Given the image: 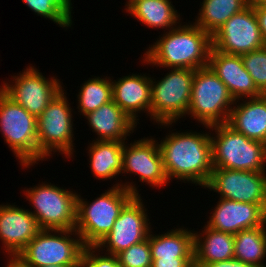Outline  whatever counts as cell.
Instances as JSON below:
<instances>
[{
  "label": "cell",
  "instance_id": "6da1fadb",
  "mask_svg": "<svg viewBox=\"0 0 266 267\" xmlns=\"http://www.w3.org/2000/svg\"><path fill=\"white\" fill-rule=\"evenodd\" d=\"M203 127L206 132L169 129V133L158 142L165 174L170 183L175 179L201 188L207 185L213 170L212 143L208 132L210 127Z\"/></svg>",
  "mask_w": 266,
  "mask_h": 267
},
{
  "label": "cell",
  "instance_id": "7a4b0ae2",
  "mask_svg": "<svg viewBox=\"0 0 266 267\" xmlns=\"http://www.w3.org/2000/svg\"><path fill=\"white\" fill-rule=\"evenodd\" d=\"M181 21L161 33L141 55V64L151 68L199 69L208 66L211 36L193 22ZM185 23V24H184ZM143 56V57H142ZM153 66V67H152Z\"/></svg>",
  "mask_w": 266,
  "mask_h": 267
},
{
  "label": "cell",
  "instance_id": "3957f363",
  "mask_svg": "<svg viewBox=\"0 0 266 267\" xmlns=\"http://www.w3.org/2000/svg\"><path fill=\"white\" fill-rule=\"evenodd\" d=\"M66 95L67 91L63 88L37 118L38 163L50 161L57 153L64 155L65 159L75 157L76 125L73 117L77 111L71 108Z\"/></svg>",
  "mask_w": 266,
  "mask_h": 267
},
{
  "label": "cell",
  "instance_id": "277c9868",
  "mask_svg": "<svg viewBox=\"0 0 266 267\" xmlns=\"http://www.w3.org/2000/svg\"><path fill=\"white\" fill-rule=\"evenodd\" d=\"M133 197L121 186L108 187L92 202L78 194L75 230L83 245L97 246L112 230L121 210Z\"/></svg>",
  "mask_w": 266,
  "mask_h": 267
},
{
  "label": "cell",
  "instance_id": "5b68a950",
  "mask_svg": "<svg viewBox=\"0 0 266 267\" xmlns=\"http://www.w3.org/2000/svg\"><path fill=\"white\" fill-rule=\"evenodd\" d=\"M167 71L159 80L151 77L150 120L158 129L163 127L168 130L187 115L195 70L167 68Z\"/></svg>",
  "mask_w": 266,
  "mask_h": 267
},
{
  "label": "cell",
  "instance_id": "8992f818",
  "mask_svg": "<svg viewBox=\"0 0 266 267\" xmlns=\"http://www.w3.org/2000/svg\"><path fill=\"white\" fill-rule=\"evenodd\" d=\"M209 132L213 168L266 172L264 143L248 139L227 123L210 126Z\"/></svg>",
  "mask_w": 266,
  "mask_h": 267
},
{
  "label": "cell",
  "instance_id": "52a82bcc",
  "mask_svg": "<svg viewBox=\"0 0 266 267\" xmlns=\"http://www.w3.org/2000/svg\"><path fill=\"white\" fill-rule=\"evenodd\" d=\"M56 185L42 181L23 188V196L33 208L28 210L35 216L40 229H75L78 191Z\"/></svg>",
  "mask_w": 266,
  "mask_h": 267
},
{
  "label": "cell",
  "instance_id": "ba28073f",
  "mask_svg": "<svg viewBox=\"0 0 266 267\" xmlns=\"http://www.w3.org/2000/svg\"><path fill=\"white\" fill-rule=\"evenodd\" d=\"M235 100L209 67L195 70L187 115L202 126L227 123Z\"/></svg>",
  "mask_w": 266,
  "mask_h": 267
},
{
  "label": "cell",
  "instance_id": "9c48e42d",
  "mask_svg": "<svg viewBox=\"0 0 266 267\" xmlns=\"http://www.w3.org/2000/svg\"><path fill=\"white\" fill-rule=\"evenodd\" d=\"M84 247L75 229H41L16 258L25 267L82 265Z\"/></svg>",
  "mask_w": 266,
  "mask_h": 267
},
{
  "label": "cell",
  "instance_id": "30bf717a",
  "mask_svg": "<svg viewBox=\"0 0 266 267\" xmlns=\"http://www.w3.org/2000/svg\"><path fill=\"white\" fill-rule=\"evenodd\" d=\"M0 132L23 169L38 164L37 118L0 89Z\"/></svg>",
  "mask_w": 266,
  "mask_h": 267
},
{
  "label": "cell",
  "instance_id": "8fae6325",
  "mask_svg": "<svg viewBox=\"0 0 266 267\" xmlns=\"http://www.w3.org/2000/svg\"><path fill=\"white\" fill-rule=\"evenodd\" d=\"M32 65H28L17 75H11L8 82L1 83L0 89L15 103L38 118L65 85L58 76L47 78L44 73L39 72L35 64Z\"/></svg>",
  "mask_w": 266,
  "mask_h": 267
},
{
  "label": "cell",
  "instance_id": "7c38bea8",
  "mask_svg": "<svg viewBox=\"0 0 266 267\" xmlns=\"http://www.w3.org/2000/svg\"><path fill=\"white\" fill-rule=\"evenodd\" d=\"M142 199L141 196H134L124 206L112 230L96 247L104 253L116 256L130 246L147 239L153 224Z\"/></svg>",
  "mask_w": 266,
  "mask_h": 267
},
{
  "label": "cell",
  "instance_id": "4fadbf2b",
  "mask_svg": "<svg viewBox=\"0 0 266 267\" xmlns=\"http://www.w3.org/2000/svg\"><path fill=\"white\" fill-rule=\"evenodd\" d=\"M121 173L126 179L127 175L138 176L139 182L153 189H161L170 184L163 167L158 140L152 136L135 139L130 144L127 140L124 141Z\"/></svg>",
  "mask_w": 266,
  "mask_h": 267
},
{
  "label": "cell",
  "instance_id": "5bb4252c",
  "mask_svg": "<svg viewBox=\"0 0 266 267\" xmlns=\"http://www.w3.org/2000/svg\"><path fill=\"white\" fill-rule=\"evenodd\" d=\"M211 39L215 50L239 56L266 46L254 7L250 5L231 16Z\"/></svg>",
  "mask_w": 266,
  "mask_h": 267
},
{
  "label": "cell",
  "instance_id": "9a60e30c",
  "mask_svg": "<svg viewBox=\"0 0 266 267\" xmlns=\"http://www.w3.org/2000/svg\"><path fill=\"white\" fill-rule=\"evenodd\" d=\"M204 188L217 193L218 198L266 204V172L213 168Z\"/></svg>",
  "mask_w": 266,
  "mask_h": 267
},
{
  "label": "cell",
  "instance_id": "2e32d148",
  "mask_svg": "<svg viewBox=\"0 0 266 267\" xmlns=\"http://www.w3.org/2000/svg\"><path fill=\"white\" fill-rule=\"evenodd\" d=\"M216 203V206L209 210L208 220L204 222L214 230L235 235L241 230L266 224V204L237 202L222 198H218Z\"/></svg>",
  "mask_w": 266,
  "mask_h": 267
},
{
  "label": "cell",
  "instance_id": "e0dca14e",
  "mask_svg": "<svg viewBox=\"0 0 266 267\" xmlns=\"http://www.w3.org/2000/svg\"><path fill=\"white\" fill-rule=\"evenodd\" d=\"M40 227L35 216L15 203L0 204V241L6 258L16 256L38 234Z\"/></svg>",
  "mask_w": 266,
  "mask_h": 267
},
{
  "label": "cell",
  "instance_id": "ac0fdd59",
  "mask_svg": "<svg viewBox=\"0 0 266 267\" xmlns=\"http://www.w3.org/2000/svg\"><path fill=\"white\" fill-rule=\"evenodd\" d=\"M87 145L88 167L96 180L108 181L109 179L112 181L114 179L116 183L112 184L111 187L121 186L134 196H141V193L139 194L141 189H138L139 186L135 183L136 181L131 180L132 182H130L127 180L125 182L122 179L120 181L117 180L122 172L124 141L93 140Z\"/></svg>",
  "mask_w": 266,
  "mask_h": 267
},
{
  "label": "cell",
  "instance_id": "d6986e66",
  "mask_svg": "<svg viewBox=\"0 0 266 267\" xmlns=\"http://www.w3.org/2000/svg\"><path fill=\"white\" fill-rule=\"evenodd\" d=\"M142 74L133 72L116 80L111 77L113 101L137 125L141 113H146L148 118L151 114V75Z\"/></svg>",
  "mask_w": 266,
  "mask_h": 267
},
{
  "label": "cell",
  "instance_id": "ffe728a7",
  "mask_svg": "<svg viewBox=\"0 0 266 267\" xmlns=\"http://www.w3.org/2000/svg\"><path fill=\"white\" fill-rule=\"evenodd\" d=\"M208 66L226 85L235 101L263 95L245 69L241 56L223 53L211 47Z\"/></svg>",
  "mask_w": 266,
  "mask_h": 267
},
{
  "label": "cell",
  "instance_id": "44dd1931",
  "mask_svg": "<svg viewBox=\"0 0 266 267\" xmlns=\"http://www.w3.org/2000/svg\"><path fill=\"white\" fill-rule=\"evenodd\" d=\"M84 117L95 141H126L138 127L113 100Z\"/></svg>",
  "mask_w": 266,
  "mask_h": 267
},
{
  "label": "cell",
  "instance_id": "7402d4cb",
  "mask_svg": "<svg viewBox=\"0 0 266 267\" xmlns=\"http://www.w3.org/2000/svg\"><path fill=\"white\" fill-rule=\"evenodd\" d=\"M227 124L248 139L266 144V95L236 100Z\"/></svg>",
  "mask_w": 266,
  "mask_h": 267
},
{
  "label": "cell",
  "instance_id": "603a6c76",
  "mask_svg": "<svg viewBox=\"0 0 266 267\" xmlns=\"http://www.w3.org/2000/svg\"><path fill=\"white\" fill-rule=\"evenodd\" d=\"M201 230V231H200ZM194 234V267L234 258V235L203 225Z\"/></svg>",
  "mask_w": 266,
  "mask_h": 267
},
{
  "label": "cell",
  "instance_id": "cb8c5ba5",
  "mask_svg": "<svg viewBox=\"0 0 266 267\" xmlns=\"http://www.w3.org/2000/svg\"><path fill=\"white\" fill-rule=\"evenodd\" d=\"M124 12L148 28L164 32L183 21L172 0H136Z\"/></svg>",
  "mask_w": 266,
  "mask_h": 267
},
{
  "label": "cell",
  "instance_id": "d4e9b609",
  "mask_svg": "<svg viewBox=\"0 0 266 267\" xmlns=\"http://www.w3.org/2000/svg\"><path fill=\"white\" fill-rule=\"evenodd\" d=\"M166 233L149 232V244L152 259L159 258H194V229L178 226Z\"/></svg>",
  "mask_w": 266,
  "mask_h": 267
},
{
  "label": "cell",
  "instance_id": "484cf974",
  "mask_svg": "<svg viewBox=\"0 0 266 267\" xmlns=\"http://www.w3.org/2000/svg\"><path fill=\"white\" fill-rule=\"evenodd\" d=\"M195 24L212 36L231 16L248 6V0H203Z\"/></svg>",
  "mask_w": 266,
  "mask_h": 267
},
{
  "label": "cell",
  "instance_id": "4316f807",
  "mask_svg": "<svg viewBox=\"0 0 266 267\" xmlns=\"http://www.w3.org/2000/svg\"><path fill=\"white\" fill-rule=\"evenodd\" d=\"M234 258L255 267H266V224L234 235Z\"/></svg>",
  "mask_w": 266,
  "mask_h": 267
},
{
  "label": "cell",
  "instance_id": "83f0119b",
  "mask_svg": "<svg viewBox=\"0 0 266 267\" xmlns=\"http://www.w3.org/2000/svg\"><path fill=\"white\" fill-rule=\"evenodd\" d=\"M100 77L92 76L80 85L76 94V109L80 116H85L113 100L111 76Z\"/></svg>",
  "mask_w": 266,
  "mask_h": 267
},
{
  "label": "cell",
  "instance_id": "f1b7e54d",
  "mask_svg": "<svg viewBox=\"0 0 266 267\" xmlns=\"http://www.w3.org/2000/svg\"><path fill=\"white\" fill-rule=\"evenodd\" d=\"M27 7L41 18H46L58 27L69 29L73 24L72 0H21Z\"/></svg>",
  "mask_w": 266,
  "mask_h": 267
},
{
  "label": "cell",
  "instance_id": "f546056e",
  "mask_svg": "<svg viewBox=\"0 0 266 267\" xmlns=\"http://www.w3.org/2000/svg\"><path fill=\"white\" fill-rule=\"evenodd\" d=\"M241 58L258 90L266 95V46L241 55Z\"/></svg>",
  "mask_w": 266,
  "mask_h": 267
},
{
  "label": "cell",
  "instance_id": "4dcf8cb0",
  "mask_svg": "<svg viewBox=\"0 0 266 267\" xmlns=\"http://www.w3.org/2000/svg\"><path fill=\"white\" fill-rule=\"evenodd\" d=\"M116 256L120 267H152L149 234L146 240L130 246Z\"/></svg>",
  "mask_w": 266,
  "mask_h": 267
},
{
  "label": "cell",
  "instance_id": "1f68e13d",
  "mask_svg": "<svg viewBox=\"0 0 266 267\" xmlns=\"http://www.w3.org/2000/svg\"><path fill=\"white\" fill-rule=\"evenodd\" d=\"M81 267H120L117 256L102 252L96 246H86L83 250Z\"/></svg>",
  "mask_w": 266,
  "mask_h": 267
},
{
  "label": "cell",
  "instance_id": "d6a6232c",
  "mask_svg": "<svg viewBox=\"0 0 266 267\" xmlns=\"http://www.w3.org/2000/svg\"><path fill=\"white\" fill-rule=\"evenodd\" d=\"M152 267H194V258L152 259Z\"/></svg>",
  "mask_w": 266,
  "mask_h": 267
},
{
  "label": "cell",
  "instance_id": "836d02e7",
  "mask_svg": "<svg viewBox=\"0 0 266 267\" xmlns=\"http://www.w3.org/2000/svg\"><path fill=\"white\" fill-rule=\"evenodd\" d=\"M201 267H255V266L244 263L243 261H240L236 258H232L225 261L203 264Z\"/></svg>",
  "mask_w": 266,
  "mask_h": 267
},
{
  "label": "cell",
  "instance_id": "e575fe53",
  "mask_svg": "<svg viewBox=\"0 0 266 267\" xmlns=\"http://www.w3.org/2000/svg\"><path fill=\"white\" fill-rule=\"evenodd\" d=\"M257 15L260 31L266 45V6L254 7Z\"/></svg>",
  "mask_w": 266,
  "mask_h": 267
},
{
  "label": "cell",
  "instance_id": "d590c367",
  "mask_svg": "<svg viewBox=\"0 0 266 267\" xmlns=\"http://www.w3.org/2000/svg\"><path fill=\"white\" fill-rule=\"evenodd\" d=\"M6 266L3 267H25L17 258H6Z\"/></svg>",
  "mask_w": 266,
  "mask_h": 267
},
{
  "label": "cell",
  "instance_id": "8d00e7d4",
  "mask_svg": "<svg viewBox=\"0 0 266 267\" xmlns=\"http://www.w3.org/2000/svg\"><path fill=\"white\" fill-rule=\"evenodd\" d=\"M248 5L253 7L266 6V0H248Z\"/></svg>",
  "mask_w": 266,
  "mask_h": 267
},
{
  "label": "cell",
  "instance_id": "74e56055",
  "mask_svg": "<svg viewBox=\"0 0 266 267\" xmlns=\"http://www.w3.org/2000/svg\"><path fill=\"white\" fill-rule=\"evenodd\" d=\"M82 265H49L44 267H81Z\"/></svg>",
  "mask_w": 266,
  "mask_h": 267
},
{
  "label": "cell",
  "instance_id": "f35d334b",
  "mask_svg": "<svg viewBox=\"0 0 266 267\" xmlns=\"http://www.w3.org/2000/svg\"><path fill=\"white\" fill-rule=\"evenodd\" d=\"M136 0H126V3L124 4L125 7L124 10H126L132 3H134Z\"/></svg>",
  "mask_w": 266,
  "mask_h": 267
}]
</instances>
